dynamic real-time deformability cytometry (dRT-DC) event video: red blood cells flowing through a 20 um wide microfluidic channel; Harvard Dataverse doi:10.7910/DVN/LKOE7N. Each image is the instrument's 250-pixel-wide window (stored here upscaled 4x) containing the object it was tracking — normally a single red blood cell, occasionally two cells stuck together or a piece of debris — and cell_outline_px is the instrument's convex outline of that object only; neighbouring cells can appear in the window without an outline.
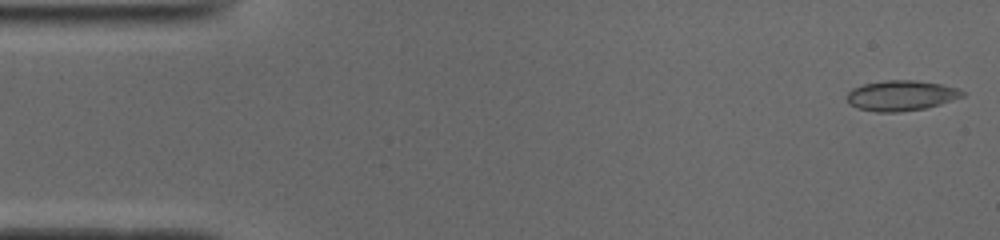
{"species": "common noctule bat (a hibernating species)", "species_latin": "Nyctalus noctula", "temperature_condition": "cold", "stored_images_in_passage": 50, "camera_frame_rate_fps": 3000, "um_per_image_px": 0.085, "animal": {"sex": "male", "body_mass_g": 19.0, "forearm_length_mm": 50.8}, "frame": {"image": 1, "passage_image": 1, "time_ms": 0.0, "image_size_px": [1000, 240], "cell_outline_px": [[964, 96], [940, 104], [924, 108], [896, 112], [876, 112], [856, 108], [848, 104], [848, 92], [852, 88], [864, 84], [884, 80], [916, 80], [940, 84], [956, 88], [964, 92]], "centroid_in_image_um": [76.56, 8.12], "position_along_channel_um": 8.4, "area_um2": 20.29}}
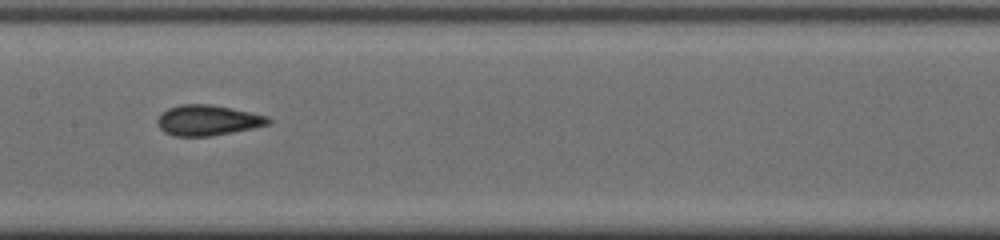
{"frame": {"image": 2, "passage_image": 24, "time_ms": 7.667, "image_size_px": [1000, 240], "cell_outline_px": [[272, 120], [268, 124], [252, 128], [208, 136], [176, 136], [164, 132], [160, 128], [156, 120], [168, 108], [180, 104], [208, 104], [268, 116]], "centroid_in_image_um": [17.63, 10.22], "position_along_channel_um": 189.8, "area_um2": 19.25}}
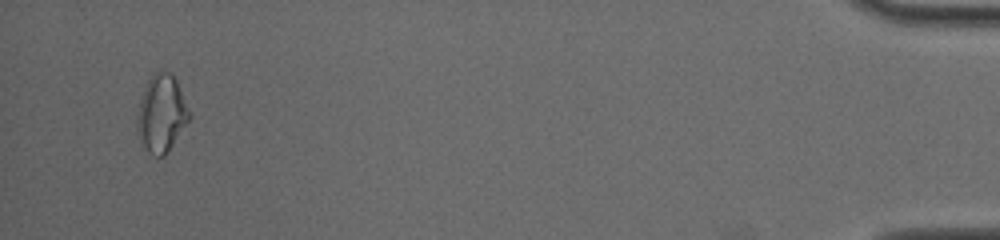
{"frame": {"image": 3, "passage_image": 48, "time_ms": 15.667, "image_size_px": [1000, 240], "cell_outline_px": [[192, 116], [168, 152], [164, 156], [152, 156], [144, 148], [140, 140], [136, 128], [136, 120], [140, 100], [144, 88], [148, 80], [156, 72], [172, 72], [192, 112]], "centroid_in_image_um": [13.74, 9.68], "position_along_channel_um": 421.5, "area_um2": 23.7}, "authors_computed_cell_mechanics": {"area_um2": 19.5075, "velocity_mm_per_s": 3.9415, "shape_relaxation_time_tau1_ms": 8.9819, "shape_relaxation_time_tau2_ms": 1.4275, "deformation_change_tau1": 0.18, "deformation_change_tau2": 0.061}}